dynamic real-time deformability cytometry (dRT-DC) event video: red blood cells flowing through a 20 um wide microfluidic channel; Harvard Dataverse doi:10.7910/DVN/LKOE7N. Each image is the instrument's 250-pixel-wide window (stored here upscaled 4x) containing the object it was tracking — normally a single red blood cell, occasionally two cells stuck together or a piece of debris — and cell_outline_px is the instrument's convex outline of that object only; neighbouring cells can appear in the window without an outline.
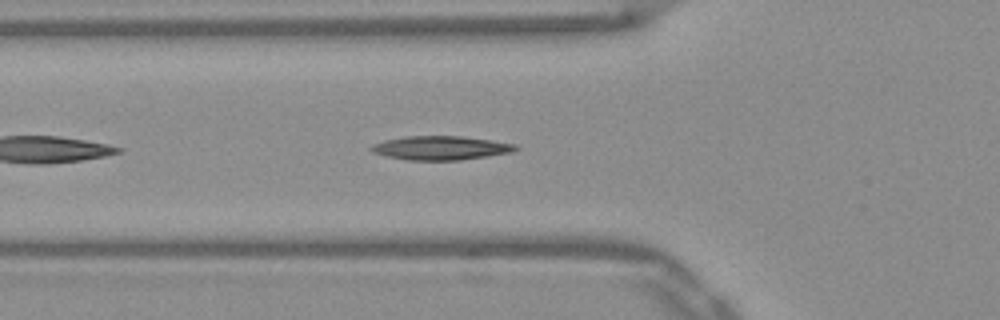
{"species": "Egyptian fruit bat (a non-hibernating species)", "species_latin": "Rousettus aegyptiacus", "temperature_condition": "warm", "stored_images_in_passage": 33, "camera_frame_rate_fps": 3000, "um_per_image_px": 0.085, "frame": {"image": 1, "passage_image": 5, "time_ms": 1.333, "image_size_px": [1000, 320], "cell_outline_px": [[520, 148], [512, 152], [460, 160], [408, 160], [388, 156], [376, 152], [368, 148], [372, 144], [384, 140], [404, 136], [460, 136], [516, 144]], "centroid_in_image_um": [37.46, 12.57], "position_along_channel_um": 88.3, "area_um2": 19.88}}
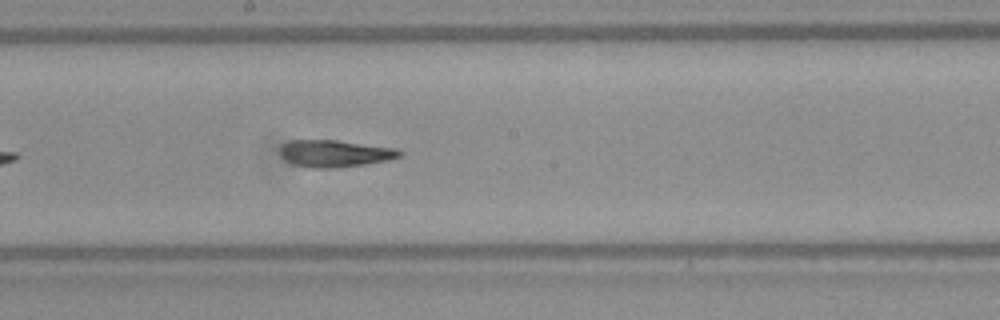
{"frame": {"image": 2, "passage_image": 15, "time_ms": 4.667, "image_size_px": [1000, 320], "cell_outline_px": [[404, 152], [400, 156], [388, 160], [364, 164], [328, 168], [312, 168], [296, 164], [288, 160], [280, 152], [280, 148], [284, 144], [292, 140], [336, 140], [396, 148]], "centroid_in_image_um": [28.51, 13.03], "position_along_channel_um": 219.7, "area_um2": 18.38}}
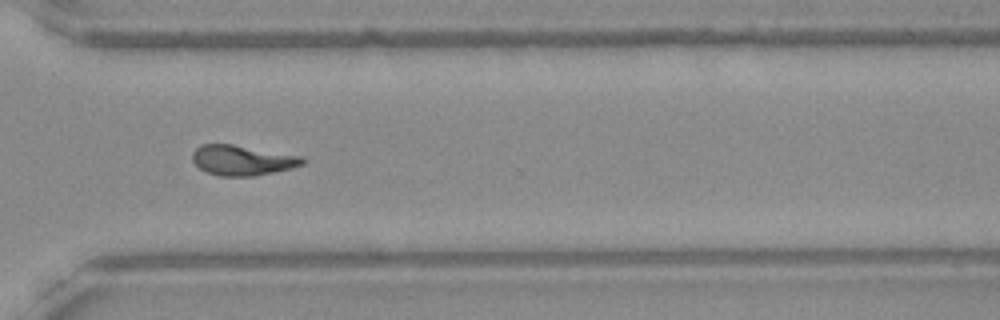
{"frame": {"image": 3, "passage_image": 25, "time_ms": 8.0, "image_size_px": [1000, 320], "cell_outline_px": [[308, 160], [304, 164], [292, 168], [252, 176], [220, 176], [208, 172], [200, 168], [192, 160], [192, 152], [200, 144], [232, 144], [304, 156]], "centroid_in_image_um": [20.63, 13.61], "position_along_channel_um": 350.0, "area_um2": 19.42}, "authors_computed_cell_mechanics": {"area_um2": 19.1318, "velocity_mm_per_s": 3.9104, "shape_relaxation_time_tau1_ms": null, "shape_relaxation_time_tau2_ms": 5.5123, "deformation_change_tau1": null, "deformation_change_tau2": 0.1481}}